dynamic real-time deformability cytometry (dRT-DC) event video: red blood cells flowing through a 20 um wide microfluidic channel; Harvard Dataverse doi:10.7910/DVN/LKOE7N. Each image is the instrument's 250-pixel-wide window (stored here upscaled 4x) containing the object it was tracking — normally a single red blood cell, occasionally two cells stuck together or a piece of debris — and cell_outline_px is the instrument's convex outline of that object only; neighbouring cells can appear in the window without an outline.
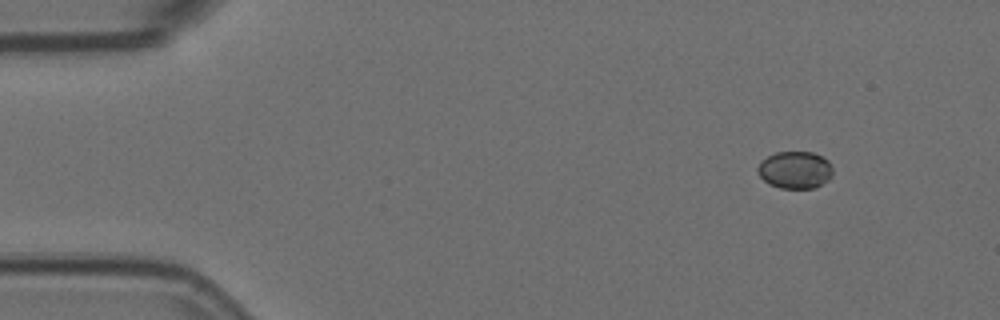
{"species": "Egyptian fruit bat (a non-hibernating species)", "species_latin": "Rousettus aegyptiacus", "temperature_condition": "room temperature", "stored_images_in_passage": 5, "camera_frame_rate_fps": 3000, "um_per_image_px": 0.085, "animal": {"sex": "female"}, "frame": {"image": 1, "passage_image": 1, "time_ms": 0.0, "image_size_px": [1000, 320], "cell_outline_px": [[832, 176], [828, 180], [816, 188], [780, 188], [768, 184], [760, 176], [756, 168], [760, 160], [776, 152], [812, 152], [828, 160], [832, 168]], "centroid_in_image_um": [67.56, 14.45], "position_along_channel_um": 17.4, "area_um2": 16.42}}
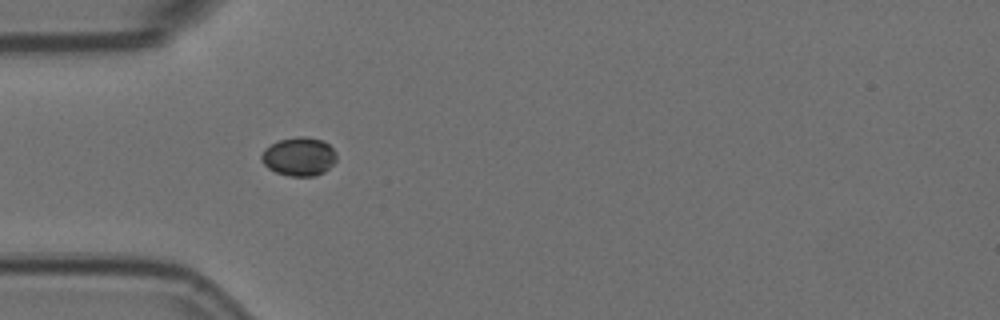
{"frame": {"image": 2, "passage_image": 4, "time_ms": 1.0, "image_size_px": [1000, 320], "cell_outline_px": [[336, 160], [324, 172], [312, 176], [288, 176], [276, 172], [268, 168], [260, 160], [260, 156], [264, 148], [280, 140], [296, 136], [304, 136], [320, 140], [328, 144], [336, 152]], "centroid_in_image_um": [25.39, 13.31], "position_along_channel_um": 59.6, "area_um2": 16.82}}
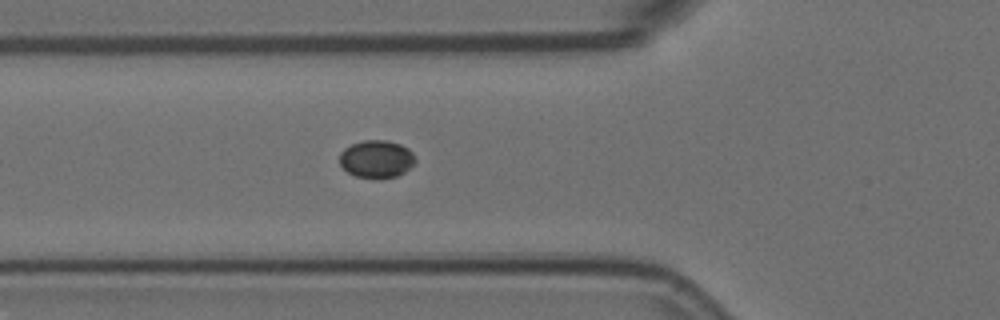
{"frame": {"image": 3, "passage_image": 5, "time_ms": 1.333, "image_size_px": [1000, 320], "cell_outline_px": [[416, 160], [404, 172], [396, 176], [376, 180], [356, 176], [348, 172], [340, 164], [340, 152], [344, 148], [352, 144], [364, 140], [384, 140], [400, 144], [408, 148], [412, 152]], "centroid_in_image_um": [31.99, 13.53], "position_along_channel_um": 93.8, "area_um2": 16.65}}